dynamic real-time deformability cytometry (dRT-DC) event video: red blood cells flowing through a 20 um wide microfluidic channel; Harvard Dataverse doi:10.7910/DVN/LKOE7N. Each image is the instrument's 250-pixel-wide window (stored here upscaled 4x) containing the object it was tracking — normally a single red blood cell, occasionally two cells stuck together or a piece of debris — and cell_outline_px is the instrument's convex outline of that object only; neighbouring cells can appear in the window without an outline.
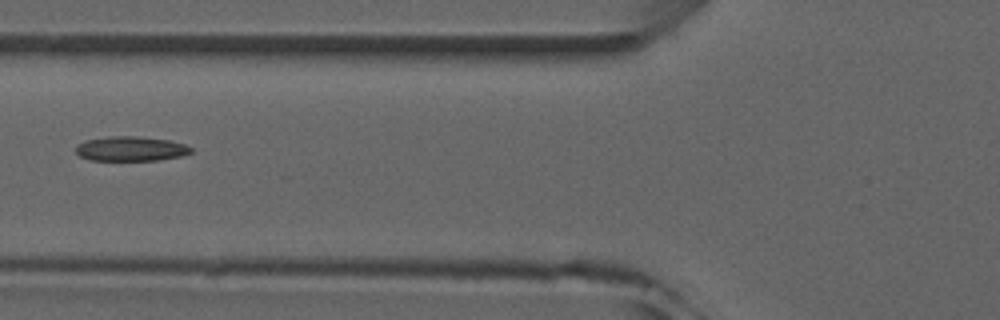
{"species": "common noctule bat (a hibernating species)", "species_latin": "Nyctalus noctula", "temperature_condition": "room temperature", "stored_images_in_passage": 2, "camera_frame_rate_fps": 3000, "um_per_image_px": 0.085, "animal": {"sex": "male", "forearm_length_mm": 52.5}, "frame": {"image": 1, "passage_image": 2, "time_ms": 1.0, "image_size_px": [1000, 320], "cell_outline_px": [[192, 152], [184, 156], [160, 160], [88, 160], [80, 156], [76, 152], [76, 144], [84, 140], [108, 136], [136, 136], [168, 140], [184, 144], [192, 148]], "centroid_in_image_um": [11.1, 12.64], "position_along_channel_um": 114.7, "area_um2": 16.7}}